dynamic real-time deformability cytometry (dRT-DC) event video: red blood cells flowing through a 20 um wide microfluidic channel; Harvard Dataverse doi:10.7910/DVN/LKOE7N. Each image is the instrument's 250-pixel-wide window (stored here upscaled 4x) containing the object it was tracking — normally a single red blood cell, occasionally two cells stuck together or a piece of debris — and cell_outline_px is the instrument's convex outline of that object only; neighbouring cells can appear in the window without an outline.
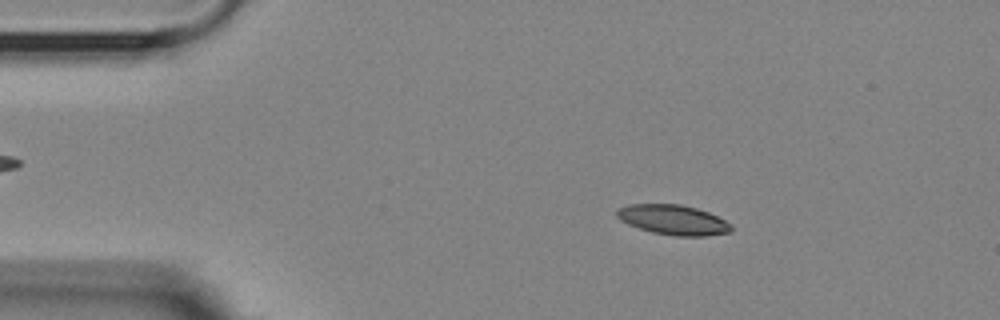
{"species": "Egyptian fruit bat (a non-hibernating species)", "species_latin": "Rousettus aegyptiacus", "temperature_condition": "room temperature", "stored_images_in_passage": 48, "camera_frame_rate_fps": 3000, "um_per_image_px": 0.085, "animal": {"sex": "female"}, "frame": {"image": 1, "passage_image": 2, "time_ms": 0.333, "image_size_px": [1000, 320], "cell_outline_px": [[732, 232], [704, 236], [676, 236], [652, 232], [628, 224], [620, 220], [616, 216], [616, 212], [620, 208], [628, 204], [680, 204], [696, 208], [708, 212], [732, 224]], "centroid_in_image_um": [57.23, 18.69], "position_along_channel_um": 27.8, "area_um2": 19.88}}
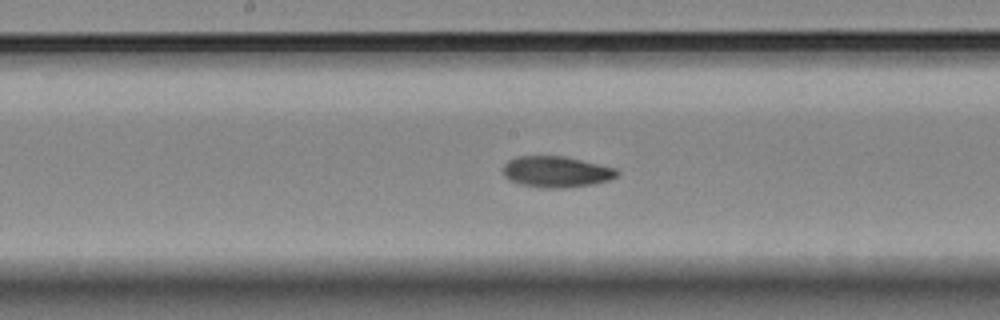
{"frame": {"image": 2, "passage_image": 21, "time_ms": 6.667, "image_size_px": [1000, 320], "cell_outline_px": [[620, 172], [616, 176], [608, 180], [592, 184], [564, 188], [540, 188], [520, 184], [508, 180], [504, 176], [504, 164], [508, 160], [516, 156], [564, 156], [616, 168]], "centroid_in_image_um": [47.26, 14.6], "position_along_channel_um": 200.9, "area_um2": 20.69}}
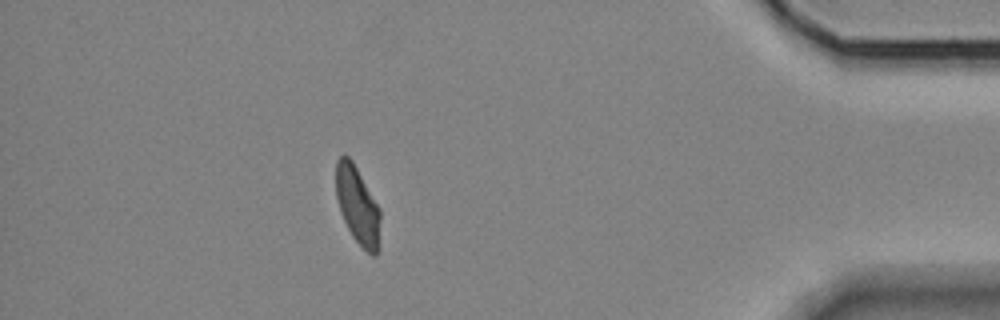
{"frame": {"image": 3, "passage_image": 42, "time_ms": 13.667, "image_size_px": [1000, 320], "cell_outline_px": [[380, 248], [376, 256], [372, 256], [352, 236], [340, 212], [336, 196], [336, 160], [344, 152], [352, 160], [380, 208]], "centroid_in_image_um": [30.41, 17.46], "position_along_channel_um": 404.8, "area_um2": 20.29}, "authors_computed_cell_mechanics": {"area_um2": 20.4901, "velocity_mm_per_s": 3.5768, "shape_relaxation_time_tau1_ms": 8.6606, "shape_relaxation_time_tau2_ms": 3.6924, "deformation_change_tau1": 0.1823, "deformation_change_tau2": 0.0884}}